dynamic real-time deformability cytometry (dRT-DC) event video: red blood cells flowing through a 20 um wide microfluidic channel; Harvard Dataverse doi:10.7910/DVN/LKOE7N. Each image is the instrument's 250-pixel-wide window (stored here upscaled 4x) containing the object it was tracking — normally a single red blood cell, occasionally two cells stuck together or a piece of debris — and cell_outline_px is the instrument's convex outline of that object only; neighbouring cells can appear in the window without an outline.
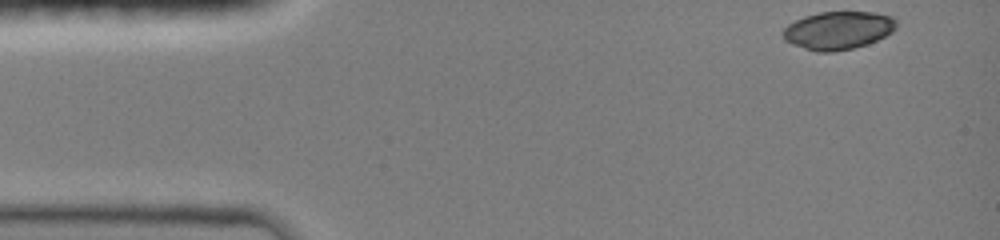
{"species": "common noctule bat (a hibernating species)", "species_latin": "Nyctalus noctula", "temperature_condition": "room temperature", "stored_images_in_passage": 4, "camera_frame_rate_fps": 3000, "um_per_image_px": 0.085, "animal": {"sex": "female", "body_mass_g": 19.0, "forearm_length_mm": 51.5}, "frame": {"image": 1, "passage_image": 1, "time_ms": 0.0, "image_size_px": [1000, 240], "cell_outline_px": [[896, 28], [892, 32], [868, 44], [852, 48], [832, 52], [816, 52], [792, 44], [784, 40], [780, 32], [788, 24], [804, 16], [820, 12], [876, 12], [892, 16], [896, 20]], "centroid_in_image_um": [71.22, 2.58], "position_along_channel_um": 13.8, "area_um2": 25.26}}
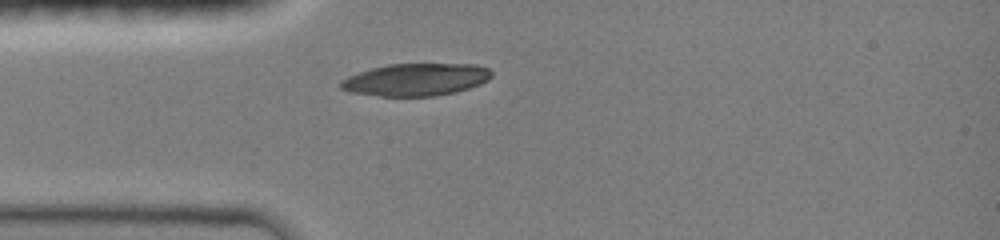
{"frame": {"image": 2, "passage_image": 4, "time_ms": 3.0, "image_size_px": [1000, 240], "cell_outline_px": [[492, 76], [488, 80], [480, 84], [456, 92], [432, 96], [380, 96], [352, 92], [340, 88], [340, 80], [348, 76], [372, 68], [388, 64], [476, 64], [488, 68], [492, 72]], "centroid_in_image_um": [35.37, 6.76], "position_along_channel_um": 49.6, "area_um2": 28.38}}